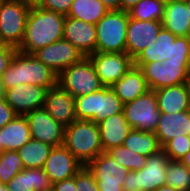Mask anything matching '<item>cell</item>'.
<instances>
[{
  "instance_id": "38",
  "label": "cell",
  "mask_w": 190,
  "mask_h": 191,
  "mask_svg": "<svg viewBox=\"0 0 190 191\" xmlns=\"http://www.w3.org/2000/svg\"><path fill=\"white\" fill-rule=\"evenodd\" d=\"M16 51V48L6 45L0 49V77H2L4 71L8 68Z\"/></svg>"
},
{
  "instance_id": "26",
  "label": "cell",
  "mask_w": 190,
  "mask_h": 191,
  "mask_svg": "<svg viewBox=\"0 0 190 191\" xmlns=\"http://www.w3.org/2000/svg\"><path fill=\"white\" fill-rule=\"evenodd\" d=\"M162 27L176 36H190V21L185 2L172 0L165 4Z\"/></svg>"
},
{
  "instance_id": "2",
  "label": "cell",
  "mask_w": 190,
  "mask_h": 191,
  "mask_svg": "<svg viewBox=\"0 0 190 191\" xmlns=\"http://www.w3.org/2000/svg\"><path fill=\"white\" fill-rule=\"evenodd\" d=\"M1 78L5 90L17 84H34L49 89L58 83V75L54 71L32 54L18 50Z\"/></svg>"
},
{
  "instance_id": "10",
  "label": "cell",
  "mask_w": 190,
  "mask_h": 191,
  "mask_svg": "<svg viewBox=\"0 0 190 191\" xmlns=\"http://www.w3.org/2000/svg\"><path fill=\"white\" fill-rule=\"evenodd\" d=\"M123 113L132 129L154 133L161 115L155 90L123 104Z\"/></svg>"
},
{
  "instance_id": "7",
  "label": "cell",
  "mask_w": 190,
  "mask_h": 191,
  "mask_svg": "<svg viewBox=\"0 0 190 191\" xmlns=\"http://www.w3.org/2000/svg\"><path fill=\"white\" fill-rule=\"evenodd\" d=\"M169 158L161 149L146 159L145 166L137 171H129L123 182L124 191H156L166 185V169Z\"/></svg>"
},
{
  "instance_id": "37",
  "label": "cell",
  "mask_w": 190,
  "mask_h": 191,
  "mask_svg": "<svg viewBox=\"0 0 190 191\" xmlns=\"http://www.w3.org/2000/svg\"><path fill=\"white\" fill-rule=\"evenodd\" d=\"M74 0H41L37 6L67 16Z\"/></svg>"
},
{
  "instance_id": "32",
  "label": "cell",
  "mask_w": 190,
  "mask_h": 191,
  "mask_svg": "<svg viewBox=\"0 0 190 191\" xmlns=\"http://www.w3.org/2000/svg\"><path fill=\"white\" fill-rule=\"evenodd\" d=\"M165 4L156 0H141L130 11L129 17L142 21H162Z\"/></svg>"
},
{
  "instance_id": "54",
  "label": "cell",
  "mask_w": 190,
  "mask_h": 191,
  "mask_svg": "<svg viewBox=\"0 0 190 191\" xmlns=\"http://www.w3.org/2000/svg\"><path fill=\"white\" fill-rule=\"evenodd\" d=\"M4 1H5V0H0V7H1V5L3 4Z\"/></svg>"
},
{
  "instance_id": "48",
  "label": "cell",
  "mask_w": 190,
  "mask_h": 191,
  "mask_svg": "<svg viewBox=\"0 0 190 191\" xmlns=\"http://www.w3.org/2000/svg\"><path fill=\"white\" fill-rule=\"evenodd\" d=\"M30 5H37L41 0H25Z\"/></svg>"
},
{
  "instance_id": "51",
  "label": "cell",
  "mask_w": 190,
  "mask_h": 191,
  "mask_svg": "<svg viewBox=\"0 0 190 191\" xmlns=\"http://www.w3.org/2000/svg\"><path fill=\"white\" fill-rule=\"evenodd\" d=\"M156 1H160V2H162V3H164V4H167L168 2H170V1H172V0H156Z\"/></svg>"
},
{
  "instance_id": "36",
  "label": "cell",
  "mask_w": 190,
  "mask_h": 191,
  "mask_svg": "<svg viewBox=\"0 0 190 191\" xmlns=\"http://www.w3.org/2000/svg\"><path fill=\"white\" fill-rule=\"evenodd\" d=\"M75 186L77 191H100L93 175L85 166L75 175Z\"/></svg>"
},
{
  "instance_id": "23",
  "label": "cell",
  "mask_w": 190,
  "mask_h": 191,
  "mask_svg": "<svg viewBox=\"0 0 190 191\" xmlns=\"http://www.w3.org/2000/svg\"><path fill=\"white\" fill-rule=\"evenodd\" d=\"M111 88L123 104L133 101L150 90L143 71L134 65Z\"/></svg>"
},
{
  "instance_id": "14",
  "label": "cell",
  "mask_w": 190,
  "mask_h": 191,
  "mask_svg": "<svg viewBox=\"0 0 190 191\" xmlns=\"http://www.w3.org/2000/svg\"><path fill=\"white\" fill-rule=\"evenodd\" d=\"M32 55L57 75L72 64L79 63L85 57L64 38L38 49Z\"/></svg>"
},
{
  "instance_id": "49",
  "label": "cell",
  "mask_w": 190,
  "mask_h": 191,
  "mask_svg": "<svg viewBox=\"0 0 190 191\" xmlns=\"http://www.w3.org/2000/svg\"><path fill=\"white\" fill-rule=\"evenodd\" d=\"M0 191H10L6 184H0Z\"/></svg>"
},
{
  "instance_id": "3",
  "label": "cell",
  "mask_w": 190,
  "mask_h": 191,
  "mask_svg": "<svg viewBox=\"0 0 190 191\" xmlns=\"http://www.w3.org/2000/svg\"><path fill=\"white\" fill-rule=\"evenodd\" d=\"M63 145L83 166L104 152L99 125L89 120H76L66 126Z\"/></svg>"
},
{
  "instance_id": "34",
  "label": "cell",
  "mask_w": 190,
  "mask_h": 191,
  "mask_svg": "<svg viewBox=\"0 0 190 191\" xmlns=\"http://www.w3.org/2000/svg\"><path fill=\"white\" fill-rule=\"evenodd\" d=\"M22 169L24 165L17 151L8 150L0 155L1 184H7Z\"/></svg>"
},
{
  "instance_id": "13",
  "label": "cell",
  "mask_w": 190,
  "mask_h": 191,
  "mask_svg": "<svg viewBox=\"0 0 190 191\" xmlns=\"http://www.w3.org/2000/svg\"><path fill=\"white\" fill-rule=\"evenodd\" d=\"M94 65L100 82L111 87L134 65V60L126 53L95 52L88 56Z\"/></svg>"
},
{
  "instance_id": "28",
  "label": "cell",
  "mask_w": 190,
  "mask_h": 191,
  "mask_svg": "<svg viewBox=\"0 0 190 191\" xmlns=\"http://www.w3.org/2000/svg\"><path fill=\"white\" fill-rule=\"evenodd\" d=\"M52 148L49 144L31 138L17 150V153L22 160L24 168L37 169L43 168Z\"/></svg>"
},
{
  "instance_id": "53",
  "label": "cell",
  "mask_w": 190,
  "mask_h": 191,
  "mask_svg": "<svg viewBox=\"0 0 190 191\" xmlns=\"http://www.w3.org/2000/svg\"><path fill=\"white\" fill-rule=\"evenodd\" d=\"M175 1L187 2V1H190V0H175Z\"/></svg>"
},
{
  "instance_id": "9",
  "label": "cell",
  "mask_w": 190,
  "mask_h": 191,
  "mask_svg": "<svg viewBox=\"0 0 190 191\" xmlns=\"http://www.w3.org/2000/svg\"><path fill=\"white\" fill-rule=\"evenodd\" d=\"M58 84L74 98L88 95L104 87L88 57L64 69L58 75Z\"/></svg>"
},
{
  "instance_id": "30",
  "label": "cell",
  "mask_w": 190,
  "mask_h": 191,
  "mask_svg": "<svg viewBox=\"0 0 190 191\" xmlns=\"http://www.w3.org/2000/svg\"><path fill=\"white\" fill-rule=\"evenodd\" d=\"M107 12L100 0H74L67 17L96 24Z\"/></svg>"
},
{
  "instance_id": "4",
  "label": "cell",
  "mask_w": 190,
  "mask_h": 191,
  "mask_svg": "<svg viewBox=\"0 0 190 191\" xmlns=\"http://www.w3.org/2000/svg\"><path fill=\"white\" fill-rule=\"evenodd\" d=\"M167 59L174 62H189L190 36H176L162 27L156 40L134 59V66L141 68L146 63L163 62Z\"/></svg>"
},
{
  "instance_id": "45",
  "label": "cell",
  "mask_w": 190,
  "mask_h": 191,
  "mask_svg": "<svg viewBox=\"0 0 190 191\" xmlns=\"http://www.w3.org/2000/svg\"><path fill=\"white\" fill-rule=\"evenodd\" d=\"M5 87L2 82V78L0 77V99H5Z\"/></svg>"
},
{
  "instance_id": "11",
  "label": "cell",
  "mask_w": 190,
  "mask_h": 191,
  "mask_svg": "<svg viewBox=\"0 0 190 191\" xmlns=\"http://www.w3.org/2000/svg\"><path fill=\"white\" fill-rule=\"evenodd\" d=\"M85 167L93 175L100 191H124L123 182L130 170L108 152H102Z\"/></svg>"
},
{
  "instance_id": "6",
  "label": "cell",
  "mask_w": 190,
  "mask_h": 191,
  "mask_svg": "<svg viewBox=\"0 0 190 191\" xmlns=\"http://www.w3.org/2000/svg\"><path fill=\"white\" fill-rule=\"evenodd\" d=\"M128 12L108 11L96 24V52L123 53L126 50Z\"/></svg>"
},
{
  "instance_id": "21",
  "label": "cell",
  "mask_w": 190,
  "mask_h": 191,
  "mask_svg": "<svg viewBox=\"0 0 190 191\" xmlns=\"http://www.w3.org/2000/svg\"><path fill=\"white\" fill-rule=\"evenodd\" d=\"M163 147L169 140L179 135L190 136V110L177 113H161L154 132Z\"/></svg>"
},
{
  "instance_id": "19",
  "label": "cell",
  "mask_w": 190,
  "mask_h": 191,
  "mask_svg": "<svg viewBox=\"0 0 190 191\" xmlns=\"http://www.w3.org/2000/svg\"><path fill=\"white\" fill-rule=\"evenodd\" d=\"M44 108L65 127L77 120L75 98L58 83L47 90Z\"/></svg>"
},
{
  "instance_id": "39",
  "label": "cell",
  "mask_w": 190,
  "mask_h": 191,
  "mask_svg": "<svg viewBox=\"0 0 190 191\" xmlns=\"http://www.w3.org/2000/svg\"><path fill=\"white\" fill-rule=\"evenodd\" d=\"M16 113L14 110L6 103L5 99H0V128L9 123Z\"/></svg>"
},
{
  "instance_id": "8",
  "label": "cell",
  "mask_w": 190,
  "mask_h": 191,
  "mask_svg": "<svg viewBox=\"0 0 190 191\" xmlns=\"http://www.w3.org/2000/svg\"><path fill=\"white\" fill-rule=\"evenodd\" d=\"M31 7L25 0H5L1 5L0 38L6 46L20 47Z\"/></svg>"
},
{
  "instance_id": "17",
  "label": "cell",
  "mask_w": 190,
  "mask_h": 191,
  "mask_svg": "<svg viewBox=\"0 0 190 191\" xmlns=\"http://www.w3.org/2000/svg\"><path fill=\"white\" fill-rule=\"evenodd\" d=\"M161 28L162 21H142L129 17L125 52L134 60L156 40Z\"/></svg>"
},
{
  "instance_id": "16",
  "label": "cell",
  "mask_w": 190,
  "mask_h": 191,
  "mask_svg": "<svg viewBox=\"0 0 190 191\" xmlns=\"http://www.w3.org/2000/svg\"><path fill=\"white\" fill-rule=\"evenodd\" d=\"M46 87L32 84H17L5 92L6 103L16 115L25 116L34 109L44 107Z\"/></svg>"
},
{
  "instance_id": "46",
  "label": "cell",
  "mask_w": 190,
  "mask_h": 191,
  "mask_svg": "<svg viewBox=\"0 0 190 191\" xmlns=\"http://www.w3.org/2000/svg\"><path fill=\"white\" fill-rule=\"evenodd\" d=\"M156 191H178V190L174 189L171 186L164 185L159 187Z\"/></svg>"
},
{
  "instance_id": "44",
  "label": "cell",
  "mask_w": 190,
  "mask_h": 191,
  "mask_svg": "<svg viewBox=\"0 0 190 191\" xmlns=\"http://www.w3.org/2000/svg\"><path fill=\"white\" fill-rule=\"evenodd\" d=\"M185 86H186V89L188 92V97H189V102H190V70H189L188 75L185 80Z\"/></svg>"
},
{
  "instance_id": "18",
  "label": "cell",
  "mask_w": 190,
  "mask_h": 191,
  "mask_svg": "<svg viewBox=\"0 0 190 191\" xmlns=\"http://www.w3.org/2000/svg\"><path fill=\"white\" fill-rule=\"evenodd\" d=\"M83 167L64 146L53 147L43 166L52 184L74 177Z\"/></svg>"
},
{
  "instance_id": "40",
  "label": "cell",
  "mask_w": 190,
  "mask_h": 191,
  "mask_svg": "<svg viewBox=\"0 0 190 191\" xmlns=\"http://www.w3.org/2000/svg\"><path fill=\"white\" fill-rule=\"evenodd\" d=\"M52 191H77L75 186V176L54 183L52 186Z\"/></svg>"
},
{
  "instance_id": "41",
  "label": "cell",
  "mask_w": 190,
  "mask_h": 191,
  "mask_svg": "<svg viewBox=\"0 0 190 191\" xmlns=\"http://www.w3.org/2000/svg\"><path fill=\"white\" fill-rule=\"evenodd\" d=\"M141 0H120V10L128 12Z\"/></svg>"
},
{
  "instance_id": "24",
  "label": "cell",
  "mask_w": 190,
  "mask_h": 191,
  "mask_svg": "<svg viewBox=\"0 0 190 191\" xmlns=\"http://www.w3.org/2000/svg\"><path fill=\"white\" fill-rule=\"evenodd\" d=\"M6 185L10 191H52L53 186L43 168H24Z\"/></svg>"
},
{
  "instance_id": "25",
  "label": "cell",
  "mask_w": 190,
  "mask_h": 191,
  "mask_svg": "<svg viewBox=\"0 0 190 191\" xmlns=\"http://www.w3.org/2000/svg\"><path fill=\"white\" fill-rule=\"evenodd\" d=\"M158 109L161 113H177L190 110L185 84L162 87L155 90Z\"/></svg>"
},
{
  "instance_id": "20",
  "label": "cell",
  "mask_w": 190,
  "mask_h": 191,
  "mask_svg": "<svg viewBox=\"0 0 190 191\" xmlns=\"http://www.w3.org/2000/svg\"><path fill=\"white\" fill-rule=\"evenodd\" d=\"M63 38L85 57L96 52V26L79 19L65 17Z\"/></svg>"
},
{
  "instance_id": "31",
  "label": "cell",
  "mask_w": 190,
  "mask_h": 191,
  "mask_svg": "<svg viewBox=\"0 0 190 191\" xmlns=\"http://www.w3.org/2000/svg\"><path fill=\"white\" fill-rule=\"evenodd\" d=\"M165 181L178 191H190V169L181 161L169 160Z\"/></svg>"
},
{
  "instance_id": "33",
  "label": "cell",
  "mask_w": 190,
  "mask_h": 191,
  "mask_svg": "<svg viewBox=\"0 0 190 191\" xmlns=\"http://www.w3.org/2000/svg\"><path fill=\"white\" fill-rule=\"evenodd\" d=\"M113 158L130 171H137L145 166L147 157L127 149L124 145L107 151Z\"/></svg>"
},
{
  "instance_id": "15",
  "label": "cell",
  "mask_w": 190,
  "mask_h": 191,
  "mask_svg": "<svg viewBox=\"0 0 190 191\" xmlns=\"http://www.w3.org/2000/svg\"><path fill=\"white\" fill-rule=\"evenodd\" d=\"M25 117L29 124L31 138L52 147L63 145L65 126L55 121L44 107L34 109Z\"/></svg>"
},
{
  "instance_id": "12",
  "label": "cell",
  "mask_w": 190,
  "mask_h": 191,
  "mask_svg": "<svg viewBox=\"0 0 190 191\" xmlns=\"http://www.w3.org/2000/svg\"><path fill=\"white\" fill-rule=\"evenodd\" d=\"M150 90L185 84L189 72V62L165 60L144 64L141 68Z\"/></svg>"
},
{
  "instance_id": "52",
  "label": "cell",
  "mask_w": 190,
  "mask_h": 191,
  "mask_svg": "<svg viewBox=\"0 0 190 191\" xmlns=\"http://www.w3.org/2000/svg\"><path fill=\"white\" fill-rule=\"evenodd\" d=\"M5 46V44L2 42L1 38H0V49L3 48Z\"/></svg>"
},
{
  "instance_id": "22",
  "label": "cell",
  "mask_w": 190,
  "mask_h": 191,
  "mask_svg": "<svg viewBox=\"0 0 190 191\" xmlns=\"http://www.w3.org/2000/svg\"><path fill=\"white\" fill-rule=\"evenodd\" d=\"M103 151L123 145L125 138L132 130L125 119L124 113L107 117L98 123Z\"/></svg>"
},
{
  "instance_id": "35",
  "label": "cell",
  "mask_w": 190,
  "mask_h": 191,
  "mask_svg": "<svg viewBox=\"0 0 190 191\" xmlns=\"http://www.w3.org/2000/svg\"><path fill=\"white\" fill-rule=\"evenodd\" d=\"M170 160L181 161L190 150V136L179 135L169 140L163 147Z\"/></svg>"
},
{
  "instance_id": "29",
  "label": "cell",
  "mask_w": 190,
  "mask_h": 191,
  "mask_svg": "<svg viewBox=\"0 0 190 191\" xmlns=\"http://www.w3.org/2000/svg\"><path fill=\"white\" fill-rule=\"evenodd\" d=\"M123 145L127 149L145 157H149L162 149L155 133L135 129L129 132Z\"/></svg>"
},
{
  "instance_id": "47",
  "label": "cell",
  "mask_w": 190,
  "mask_h": 191,
  "mask_svg": "<svg viewBox=\"0 0 190 191\" xmlns=\"http://www.w3.org/2000/svg\"><path fill=\"white\" fill-rule=\"evenodd\" d=\"M6 150L3 147L2 139H1V131H0V155L4 153Z\"/></svg>"
},
{
  "instance_id": "5",
  "label": "cell",
  "mask_w": 190,
  "mask_h": 191,
  "mask_svg": "<svg viewBox=\"0 0 190 191\" xmlns=\"http://www.w3.org/2000/svg\"><path fill=\"white\" fill-rule=\"evenodd\" d=\"M77 120L99 123L107 117L123 112V103L111 87L75 98Z\"/></svg>"
},
{
  "instance_id": "43",
  "label": "cell",
  "mask_w": 190,
  "mask_h": 191,
  "mask_svg": "<svg viewBox=\"0 0 190 191\" xmlns=\"http://www.w3.org/2000/svg\"><path fill=\"white\" fill-rule=\"evenodd\" d=\"M181 162L190 169V150L186 153L185 157L181 160Z\"/></svg>"
},
{
  "instance_id": "42",
  "label": "cell",
  "mask_w": 190,
  "mask_h": 191,
  "mask_svg": "<svg viewBox=\"0 0 190 191\" xmlns=\"http://www.w3.org/2000/svg\"><path fill=\"white\" fill-rule=\"evenodd\" d=\"M108 11L120 10V0H100Z\"/></svg>"
},
{
  "instance_id": "50",
  "label": "cell",
  "mask_w": 190,
  "mask_h": 191,
  "mask_svg": "<svg viewBox=\"0 0 190 191\" xmlns=\"http://www.w3.org/2000/svg\"><path fill=\"white\" fill-rule=\"evenodd\" d=\"M187 10H188V16H189V21H190V1L185 2Z\"/></svg>"
},
{
  "instance_id": "27",
  "label": "cell",
  "mask_w": 190,
  "mask_h": 191,
  "mask_svg": "<svg viewBox=\"0 0 190 191\" xmlns=\"http://www.w3.org/2000/svg\"><path fill=\"white\" fill-rule=\"evenodd\" d=\"M0 131L2 144L6 151H17L31 139L29 124L25 116L16 115L0 128Z\"/></svg>"
},
{
  "instance_id": "1",
  "label": "cell",
  "mask_w": 190,
  "mask_h": 191,
  "mask_svg": "<svg viewBox=\"0 0 190 191\" xmlns=\"http://www.w3.org/2000/svg\"><path fill=\"white\" fill-rule=\"evenodd\" d=\"M65 17L32 5L26 20L23 40L17 50L33 54L38 49L62 39Z\"/></svg>"
}]
</instances>
